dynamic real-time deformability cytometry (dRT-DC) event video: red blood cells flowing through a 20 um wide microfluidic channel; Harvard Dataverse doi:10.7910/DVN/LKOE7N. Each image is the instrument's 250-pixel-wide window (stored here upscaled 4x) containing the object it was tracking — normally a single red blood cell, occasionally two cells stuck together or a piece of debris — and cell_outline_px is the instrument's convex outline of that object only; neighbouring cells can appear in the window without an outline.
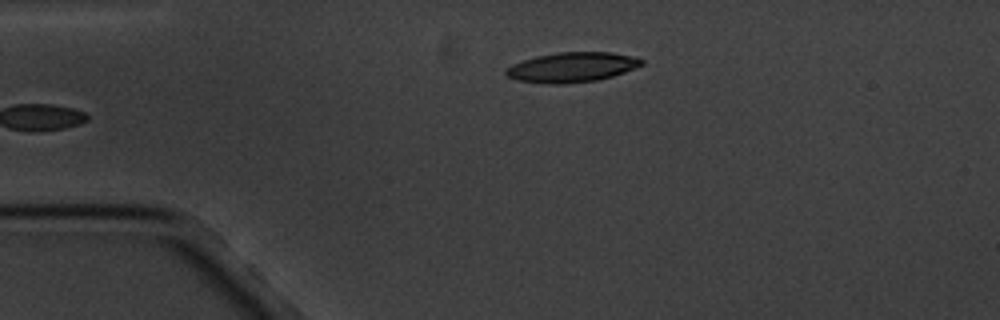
{"species": "common noctule bat (a hibernating species)", "species_latin": "Nyctalus noctula", "temperature_condition": "cold", "stored_images_in_passage": 5, "camera_frame_rate_fps": 3000, "um_per_image_px": 0.085, "animal": {"sex": "male", "body_mass_g": 20.1, "forearm_length_mm": 53.5}, "frame": {"image": 1, "passage_image": 5, "time_ms": 4.667, "image_size_px": [1000, 320], "cell_outline_px": [[644, 64], [624, 72], [612, 76], [596, 80], [564, 84], [548, 84], [516, 80], [508, 76], [504, 72], [504, 68], [512, 64], [536, 56], [560, 52], [612, 52], [632, 56], [644, 60]], "centroid_in_image_um": [48.59, 5.71], "position_along_channel_um": 36.4, "area_um2": 23.58}}